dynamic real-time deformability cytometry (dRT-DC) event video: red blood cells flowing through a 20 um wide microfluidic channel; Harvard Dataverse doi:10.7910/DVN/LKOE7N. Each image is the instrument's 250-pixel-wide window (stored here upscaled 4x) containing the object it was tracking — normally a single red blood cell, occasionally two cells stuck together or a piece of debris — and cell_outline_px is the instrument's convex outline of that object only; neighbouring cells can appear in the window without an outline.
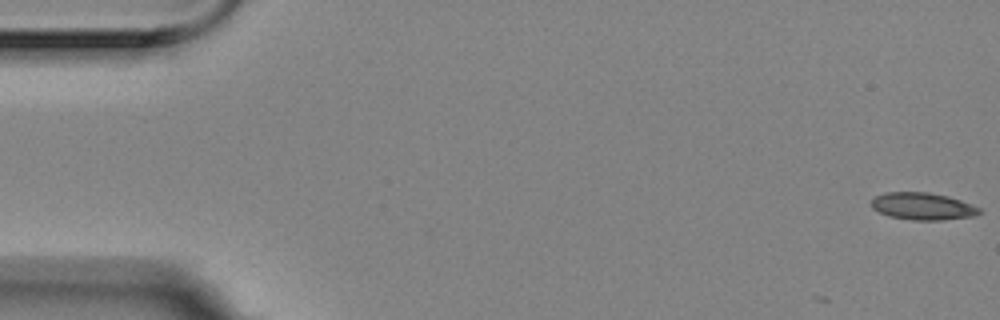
{"species": "Egyptian fruit bat (a non-hibernating species)", "species_latin": "Rousettus aegyptiacus", "temperature_condition": "room temperature", "stored_images_in_passage": 2, "camera_frame_rate_fps": 3000, "um_per_image_px": 0.085, "animal": {"sex": "female"}, "frame": {"image": 1, "passage_image": 1, "time_ms": 0.0, "image_size_px": [1000, 320], "cell_outline_px": [[980, 212], [972, 216], [940, 220], [912, 220], [888, 216], [872, 208], [872, 200], [876, 196], [884, 192], [928, 192], [948, 196], [960, 200], [980, 208]], "centroid_in_image_um": [78.4, 17.53], "position_along_channel_um": 6.6, "area_um2": 16.94}}